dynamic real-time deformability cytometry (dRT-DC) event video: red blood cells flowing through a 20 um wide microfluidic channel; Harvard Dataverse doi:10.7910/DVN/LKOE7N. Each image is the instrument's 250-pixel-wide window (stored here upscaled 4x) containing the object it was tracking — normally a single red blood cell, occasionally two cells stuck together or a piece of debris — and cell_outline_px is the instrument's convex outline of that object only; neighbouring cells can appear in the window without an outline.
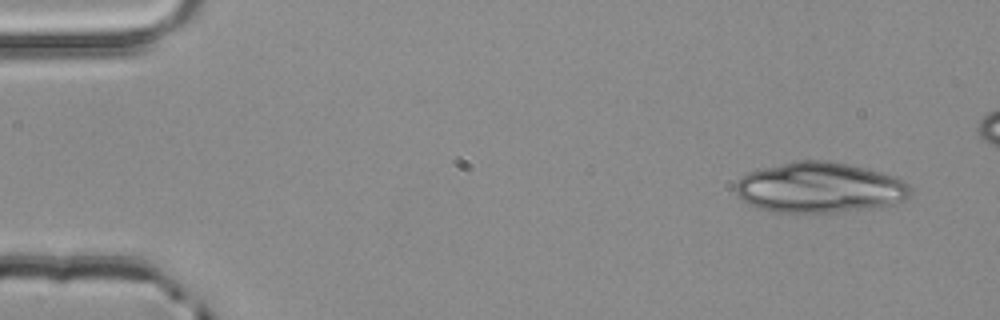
{"species": "common noctule bat (a hibernating species)", "species_latin": "Nyctalus noctula", "temperature_condition": "room temperature", "stored_images_in_passage": 5, "camera_frame_rate_fps": 3000, "um_per_image_px": 0.085, "animal": {"sex": "male", "body_mass_g": 20.4}, "frame": {"image": 1, "passage_image": 1, "time_ms": 0.0, "image_size_px": [1000, 320], "cell_outline_px": [[912, 192], [908, 200], [892, 204], [868, 208], [836, 212], [776, 212], [760, 208], [748, 204], [736, 196], [736, 184], [740, 176], [748, 172], [796, 160], [828, 160], [848, 164], [880, 172], [904, 180], [912, 188]], "centroid_in_image_um": [69.68, 15.94], "position_along_channel_um": 15.3, "area_um2": 51.44}}